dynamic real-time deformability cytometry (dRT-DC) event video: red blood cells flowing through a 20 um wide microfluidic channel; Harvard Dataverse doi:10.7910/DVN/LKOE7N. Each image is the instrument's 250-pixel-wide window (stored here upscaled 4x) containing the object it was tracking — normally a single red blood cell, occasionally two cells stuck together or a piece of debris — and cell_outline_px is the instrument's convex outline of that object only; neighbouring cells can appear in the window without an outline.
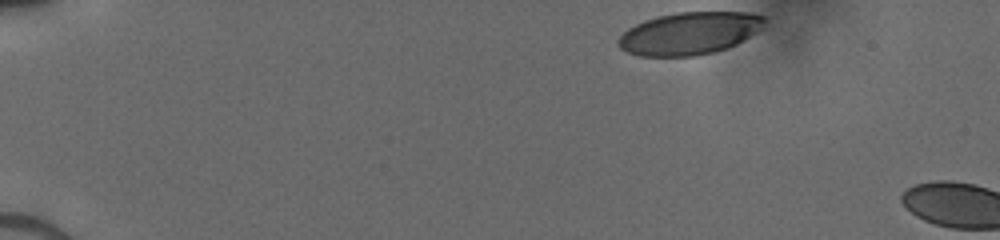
{"species": "human", "species_latin": "Homo sapiens", "temperature_condition": "cold", "stored_images_in_passage": 5, "camera_frame_rate_fps": 3000, "um_per_image_px": 0.085, "donor": {"sex": "male"}, "frame": {"image": 1, "passage_image": 1, "time_ms": 0.0, "image_size_px": [1000, 240], "cell_outline_px": [[764, 28], [736, 44], [728, 48], [696, 56], [640, 56], [628, 52], [620, 48], [616, 44], [616, 40], [628, 28], [644, 20], [656, 16], [676, 12], [752, 12], [764, 16]], "centroid_in_image_um": [58.6, 2.83], "position_along_channel_um": 26.4, "area_um2": 36.41}}